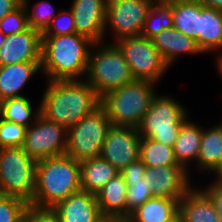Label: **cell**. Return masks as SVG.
<instances>
[{
	"label": "cell",
	"instance_id": "11",
	"mask_svg": "<svg viewBox=\"0 0 222 222\" xmlns=\"http://www.w3.org/2000/svg\"><path fill=\"white\" fill-rule=\"evenodd\" d=\"M67 129L41 113L26 129L23 150L35 161L65 154Z\"/></svg>",
	"mask_w": 222,
	"mask_h": 222
},
{
	"label": "cell",
	"instance_id": "45",
	"mask_svg": "<svg viewBox=\"0 0 222 222\" xmlns=\"http://www.w3.org/2000/svg\"><path fill=\"white\" fill-rule=\"evenodd\" d=\"M19 222H30L25 216Z\"/></svg>",
	"mask_w": 222,
	"mask_h": 222
},
{
	"label": "cell",
	"instance_id": "6",
	"mask_svg": "<svg viewBox=\"0 0 222 222\" xmlns=\"http://www.w3.org/2000/svg\"><path fill=\"white\" fill-rule=\"evenodd\" d=\"M168 94H156L145 113L138 131L142 138L159 141L174 147L182 123L189 118L188 110L180 101Z\"/></svg>",
	"mask_w": 222,
	"mask_h": 222
},
{
	"label": "cell",
	"instance_id": "31",
	"mask_svg": "<svg viewBox=\"0 0 222 222\" xmlns=\"http://www.w3.org/2000/svg\"><path fill=\"white\" fill-rule=\"evenodd\" d=\"M28 205L18 197L0 195V222H19L25 216Z\"/></svg>",
	"mask_w": 222,
	"mask_h": 222
},
{
	"label": "cell",
	"instance_id": "39",
	"mask_svg": "<svg viewBox=\"0 0 222 222\" xmlns=\"http://www.w3.org/2000/svg\"><path fill=\"white\" fill-rule=\"evenodd\" d=\"M22 4V0H0V21Z\"/></svg>",
	"mask_w": 222,
	"mask_h": 222
},
{
	"label": "cell",
	"instance_id": "35",
	"mask_svg": "<svg viewBox=\"0 0 222 222\" xmlns=\"http://www.w3.org/2000/svg\"><path fill=\"white\" fill-rule=\"evenodd\" d=\"M152 197L153 196L149 187H147L143 180L133 182V185H127V218L130 217V214L133 210Z\"/></svg>",
	"mask_w": 222,
	"mask_h": 222
},
{
	"label": "cell",
	"instance_id": "41",
	"mask_svg": "<svg viewBox=\"0 0 222 222\" xmlns=\"http://www.w3.org/2000/svg\"><path fill=\"white\" fill-rule=\"evenodd\" d=\"M99 222H130V220L122 217H103Z\"/></svg>",
	"mask_w": 222,
	"mask_h": 222
},
{
	"label": "cell",
	"instance_id": "36",
	"mask_svg": "<svg viewBox=\"0 0 222 222\" xmlns=\"http://www.w3.org/2000/svg\"><path fill=\"white\" fill-rule=\"evenodd\" d=\"M25 217L30 222H62L53 207H39L31 204L26 209Z\"/></svg>",
	"mask_w": 222,
	"mask_h": 222
},
{
	"label": "cell",
	"instance_id": "3",
	"mask_svg": "<svg viewBox=\"0 0 222 222\" xmlns=\"http://www.w3.org/2000/svg\"><path fill=\"white\" fill-rule=\"evenodd\" d=\"M81 189L80 162L67 154L37 161L31 205L54 207Z\"/></svg>",
	"mask_w": 222,
	"mask_h": 222
},
{
	"label": "cell",
	"instance_id": "27",
	"mask_svg": "<svg viewBox=\"0 0 222 222\" xmlns=\"http://www.w3.org/2000/svg\"><path fill=\"white\" fill-rule=\"evenodd\" d=\"M32 104L27 96L6 98L0 101V117L28 128L41 113L40 102L36 109Z\"/></svg>",
	"mask_w": 222,
	"mask_h": 222
},
{
	"label": "cell",
	"instance_id": "13",
	"mask_svg": "<svg viewBox=\"0 0 222 222\" xmlns=\"http://www.w3.org/2000/svg\"><path fill=\"white\" fill-rule=\"evenodd\" d=\"M191 173L181 165L146 167L143 181L153 197L181 200L194 186Z\"/></svg>",
	"mask_w": 222,
	"mask_h": 222
},
{
	"label": "cell",
	"instance_id": "17",
	"mask_svg": "<svg viewBox=\"0 0 222 222\" xmlns=\"http://www.w3.org/2000/svg\"><path fill=\"white\" fill-rule=\"evenodd\" d=\"M222 121V120H221ZM197 157L196 172L202 174L212 173L220 179V166L222 165V122L204 129Z\"/></svg>",
	"mask_w": 222,
	"mask_h": 222
},
{
	"label": "cell",
	"instance_id": "32",
	"mask_svg": "<svg viewBox=\"0 0 222 222\" xmlns=\"http://www.w3.org/2000/svg\"><path fill=\"white\" fill-rule=\"evenodd\" d=\"M27 127L0 117V148L22 147Z\"/></svg>",
	"mask_w": 222,
	"mask_h": 222
},
{
	"label": "cell",
	"instance_id": "37",
	"mask_svg": "<svg viewBox=\"0 0 222 222\" xmlns=\"http://www.w3.org/2000/svg\"><path fill=\"white\" fill-rule=\"evenodd\" d=\"M205 185L201 189L210 197L222 222V179L215 177L208 186Z\"/></svg>",
	"mask_w": 222,
	"mask_h": 222
},
{
	"label": "cell",
	"instance_id": "26",
	"mask_svg": "<svg viewBox=\"0 0 222 222\" xmlns=\"http://www.w3.org/2000/svg\"><path fill=\"white\" fill-rule=\"evenodd\" d=\"M173 27L193 38L199 48L200 3L196 0H172Z\"/></svg>",
	"mask_w": 222,
	"mask_h": 222
},
{
	"label": "cell",
	"instance_id": "40",
	"mask_svg": "<svg viewBox=\"0 0 222 222\" xmlns=\"http://www.w3.org/2000/svg\"><path fill=\"white\" fill-rule=\"evenodd\" d=\"M204 7L214 8L215 10L222 12V0H196Z\"/></svg>",
	"mask_w": 222,
	"mask_h": 222
},
{
	"label": "cell",
	"instance_id": "10",
	"mask_svg": "<svg viewBox=\"0 0 222 222\" xmlns=\"http://www.w3.org/2000/svg\"><path fill=\"white\" fill-rule=\"evenodd\" d=\"M156 0H122L106 8L104 36L112 34L114 43L119 39L140 36L154 2Z\"/></svg>",
	"mask_w": 222,
	"mask_h": 222
},
{
	"label": "cell",
	"instance_id": "38",
	"mask_svg": "<svg viewBox=\"0 0 222 222\" xmlns=\"http://www.w3.org/2000/svg\"><path fill=\"white\" fill-rule=\"evenodd\" d=\"M146 167L147 166L139 158L135 162L127 165L120 174L123 176L127 185H133V182L143 180Z\"/></svg>",
	"mask_w": 222,
	"mask_h": 222
},
{
	"label": "cell",
	"instance_id": "15",
	"mask_svg": "<svg viewBox=\"0 0 222 222\" xmlns=\"http://www.w3.org/2000/svg\"><path fill=\"white\" fill-rule=\"evenodd\" d=\"M69 7L73 12L76 33L94 43L106 42L104 25L107 7L103 0H73Z\"/></svg>",
	"mask_w": 222,
	"mask_h": 222
},
{
	"label": "cell",
	"instance_id": "24",
	"mask_svg": "<svg viewBox=\"0 0 222 222\" xmlns=\"http://www.w3.org/2000/svg\"><path fill=\"white\" fill-rule=\"evenodd\" d=\"M199 50L203 54L222 53V12L201 4Z\"/></svg>",
	"mask_w": 222,
	"mask_h": 222
},
{
	"label": "cell",
	"instance_id": "20",
	"mask_svg": "<svg viewBox=\"0 0 222 222\" xmlns=\"http://www.w3.org/2000/svg\"><path fill=\"white\" fill-rule=\"evenodd\" d=\"M195 185L179 202L180 222H221L210 197Z\"/></svg>",
	"mask_w": 222,
	"mask_h": 222
},
{
	"label": "cell",
	"instance_id": "29",
	"mask_svg": "<svg viewBox=\"0 0 222 222\" xmlns=\"http://www.w3.org/2000/svg\"><path fill=\"white\" fill-rule=\"evenodd\" d=\"M173 28L172 0H156L146 18L142 36L152 39L163 29Z\"/></svg>",
	"mask_w": 222,
	"mask_h": 222
},
{
	"label": "cell",
	"instance_id": "42",
	"mask_svg": "<svg viewBox=\"0 0 222 222\" xmlns=\"http://www.w3.org/2000/svg\"><path fill=\"white\" fill-rule=\"evenodd\" d=\"M214 59H215V63H216V67H217V69H218V72L221 74V76H222V53H220L219 55H216L215 57H214Z\"/></svg>",
	"mask_w": 222,
	"mask_h": 222
},
{
	"label": "cell",
	"instance_id": "14",
	"mask_svg": "<svg viewBox=\"0 0 222 222\" xmlns=\"http://www.w3.org/2000/svg\"><path fill=\"white\" fill-rule=\"evenodd\" d=\"M42 33L28 27L7 35L0 47V66L21 62H41Z\"/></svg>",
	"mask_w": 222,
	"mask_h": 222
},
{
	"label": "cell",
	"instance_id": "22",
	"mask_svg": "<svg viewBox=\"0 0 222 222\" xmlns=\"http://www.w3.org/2000/svg\"><path fill=\"white\" fill-rule=\"evenodd\" d=\"M179 200L152 197L130 214V222H178Z\"/></svg>",
	"mask_w": 222,
	"mask_h": 222
},
{
	"label": "cell",
	"instance_id": "44",
	"mask_svg": "<svg viewBox=\"0 0 222 222\" xmlns=\"http://www.w3.org/2000/svg\"><path fill=\"white\" fill-rule=\"evenodd\" d=\"M6 36L3 34V32L0 30V47L5 42Z\"/></svg>",
	"mask_w": 222,
	"mask_h": 222
},
{
	"label": "cell",
	"instance_id": "16",
	"mask_svg": "<svg viewBox=\"0 0 222 222\" xmlns=\"http://www.w3.org/2000/svg\"><path fill=\"white\" fill-rule=\"evenodd\" d=\"M53 209L62 222H99L103 218L96 194L83 190L69 195Z\"/></svg>",
	"mask_w": 222,
	"mask_h": 222
},
{
	"label": "cell",
	"instance_id": "19",
	"mask_svg": "<svg viewBox=\"0 0 222 222\" xmlns=\"http://www.w3.org/2000/svg\"><path fill=\"white\" fill-rule=\"evenodd\" d=\"M41 72V62H21L0 66V101L24 96L22 89Z\"/></svg>",
	"mask_w": 222,
	"mask_h": 222
},
{
	"label": "cell",
	"instance_id": "46",
	"mask_svg": "<svg viewBox=\"0 0 222 222\" xmlns=\"http://www.w3.org/2000/svg\"><path fill=\"white\" fill-rule=\"evenodd\" d=\"M220 179H222V165L220 166Z\"/></svg>",
	"mask_w": 222,
	"mask_h": 222
},
{
	"label": "cell",
	"instance_id": "1",
	"mask_svg": "<svg viewBox=\"0 0 222 222\" xmlns=\"http://www.w3.org/2000/svg\"><path fill=\"white\" fill-rule=\"evenodd\" d=\"M40 112L67 130L100 106V97L84 80H46Z\"/></svg>",
	"mask_w": 222,
	"mask_h": 222
},
{
	"label": "cell",
	"instance_id": "12",
	"mask_svg": "<svg viewBox=\"0 0 222 222\" xmlns=\"http://www.w3.org/2000/svg\"><path fill=\"white\" fill-rule=\"evenodd\" d=\"M141 139L138 128L112 125L107 131L99 157L121 172L139 159Z\"/></svg>",
	"mask_w": 222,
	"mask_h": 222
},
{
	"label": "cell",
	"instance_id": "34",
	"mask_svg": "<svg viewBox=\"0 0 222 222\" xmlns=\"http://www.w3.org/2000/svg\"><path fill=\"white\" fill-rule=\"evenodd\" d=\"M28 28L27 13L21 4L13 12L4 16L0 21V30L5 36L20 33Z\"/></svg>",
	"mask_w": 222,
	"mask_h": 222
},
{
	"label": "cell",
	"instance_id": "43",
	"mask_svg": "<svg viewBox=\"0 0 222 222\" xmlns=\"http://www.w3.org/2000/svg\"><path fill=\"white\" fill-rule=\"evenodd\" d=\"M103 1H104L105 5H106V7H107V6L111 5V4L120 2V1H122V0H103Z\"/></svg>",
	"mask_w": 222,
	"mask_h": 222
},
{
	"label": "cell",
	"instance_id": "25",
	"mask_svg": "<svg viewBox=\"0 0 222 222\" xmlns=\"http://www.w3.org/2000/svg\"><path fill=\"white\" fill-rule=\"evenodd\" d=\"M120 174V171L100 157L80 162L81 189L96 194L105 184Z\"/></svg>",
	"mask_w": 222,
	"mask_h": 222
},
{
	"label": "cell",
	"instance_id": "4",
	"mask_svg": "<svg viewBox=\"0 0 222 222\" xmlns=\"http://www.w3.org/2000/svg\"><path fill=\"white\" fill-rule=\"evenodd\" d=\"M156 85L146 80H134L101 96L100 106L113 126L138 128L157 94Z\"/></svg>",
	"mask_w": 222,
	"mask_h": 222
},
{
	"label": "cell",
	"instance_id": "23",
	"mask_svg": "<svg viewBox=\"0 0 222 222\" xmlns=\"http://www.w3.org/2000/svg\"><path fill=\"white\" fill-rule=\"evenodd\" d=\"M127 184L118 174L96 193L99 209L103 217L127 218Z\"/></svg>",
	"mask_w": 222,
	"mask_h": 222
},
{
	"label": "cell",
	"instance_id": "28",
	"mask_svg": "<svg viewBox=\"0 0 222 222\" xmlns=\"http://www.w3.org/2000/svg\"><path fill=\"white\" fill-rule=\"evenodd\" d=\"M139 158L149 167L180 165L176 160L173 147L149 138L141 139Z\"/></svg>",
	"mask_w": 222,
	"mask_h": 222
},
{
	"label": "cell",
	"instance_id": "7",
	"mask_svg": "<svg viewBox=\"0 0 222 222\" xmlns=\"http://www.w3.org/2000/svg\"><path fill=\"white\" fill-rule=\"evenodd\" d=\"M37 161L22 147L0 148V195L33 201Z\"/></svg>",
	"mask_w": 222,
	"mask_h": 222
},
{
	"label": "cell",
	"instance_id": "8",
	"mask_svg": "<svg viewBox=\"0 0 222 222\" xmlns=\"http://www.w3.org/2000/svg\"><path fill=\"white\" fill-rule=\"evenodd\" d=\"M111 126L106 112L99 106L67 130L65 154L79 162L99 157Z\"/></svg>",
	"mask_w": 222,
	"mask_h": 222
},
{
	"label": "cell",
	"instance_id": "30",
	"mask_svg": "<svg viewBox=\"0 0 222 222\" xmlns=\"http://www.w3.org/2000/svg\"><path fill=\"white\" fill-rule=\"evenodd\" d=\"M30 2V0H22L27 13L28 27L43 33L57 15L54 11L55 7L49 0H39L33 6Z\"/></svg>",
	"mask_w": 222,
	"mask_h": 222
},
{
	"label": "cell",
	"instance_id": "18",
	"mask_svg": "<svg viewBox=\"0 0 222 222\" xmlns=\"http://www.w3.org/2000/svg\"><path fill=\"white\" fill-rule=\"evenodd\" d=\"M152 42L169 67L177 61L179 56L203 54L193 38L188 37L174 27L163 29L152 38Z\"/></svg>",
	"mask_w": 222,
	"mask_h": 222
},
{
	"label": "cell",
	"instance_id": "2",
	"mask_svg": "<svg viewBox=\"0 0 222 222\" xmlns=\"http://www.w3.org/2000/svg\"><path fill=\"white\" fill-rule=\"evenodd\" d=\"M94 42L78 33L42 36L41 72L47 80H82Z\"/></svg>",
	"mask_w": 222,
	"mask_h": 222
},
{
	"label": "cell",
	"instance_id": "21",
	"mask_svg": "<svg viewBox=\"0 0 222 222\" xmlns=\"http://www.w3.org/2000/svg\"><path fill=\"white\" fill-rule=\"evenodd\" d=\"M189 119L182 123L173 150L178 164L190 173V167H196L203 128Z\"/></svg>",
	"mask_w": 222,
	"mask_h": 222
},
{
	"label": "cell",
	"instance_id": "5",
	"mask_svg": "<svg viewBox=\"0 0 222 222\" xmlns=\"http://www.w3.org/2000/svg\"><path fill=\"white\" fill-rule=\"evenodd\" d=\"M94 43L84 80L99 97L135 80L125 56L114 43Z\"/></svg>",
	"mask_w": 222,
	"mask_h": 222
},
{
	"label": "cell",
	"instance_id": "33",
	"mask_svg": "<svg viewBox=\"0 0 222 222\" xmlns=\"http://www.w3.org/2000/svg\"><path fill=\"white\" fill-rule=\"evenodd\" d=\"M72 33H76V27L73 12L69 8L57 13L42 36H60Z\"/></svg>",
	"mask_w": 222,
	"mask_h": 222
},
{
	"label": "cell",
	"instance_id": "9",
	"mask_svg": "<svg viewBox=\"0 0 222 222\" xmlns=\"http://www.w3.org/2000/svg\"><path fill=\"white\" fill-rule=\"evenodd\" d=\"M114 44L125 56L135 80L158 84L170 69L152 39L140 35L119 39Z\"/></svg>",
	"mask_w": 222,
	"mask_h": 222
}]
</instances>
